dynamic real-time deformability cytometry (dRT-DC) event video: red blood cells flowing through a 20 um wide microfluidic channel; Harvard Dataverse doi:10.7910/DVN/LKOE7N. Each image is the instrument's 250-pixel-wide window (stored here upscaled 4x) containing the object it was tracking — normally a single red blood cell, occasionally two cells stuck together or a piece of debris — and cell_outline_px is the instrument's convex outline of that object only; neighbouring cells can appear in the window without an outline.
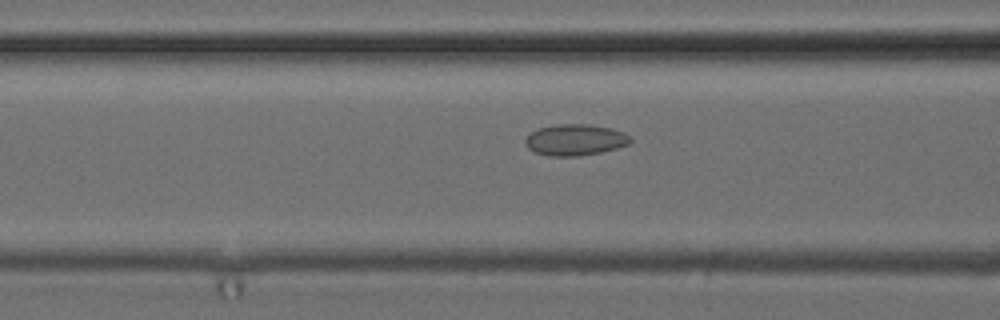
{"species": "common noctule bat (a hibernating species)", "species_latin": "Nyctalus noctula", "temperature_condition": "cold", "stored_images_in_passage": 21, "camera_frame_rate_fps": 3000, "um_per_image_px": 0.085, "animal": {"sex": "female", "body_mass_g": 24.6, "forearm_length_mm": 56.2}, "frame": {"image": 1, "passage_image": 17, "time_ms": 5.333, "image_size_px": [1000, 320], "cell_outline_px": [[632, 140], [628, 144], [616, 148], [600, 152], [580, 156], [548, 156], [536, 152], [528, 148], [524, 140], [532, 132], [540, 128], [556, 124], [588, 124], [612, 128], [624, 132], [632, 136]], "centroid_in_image_um": [48.92, 11.88], "position_along_channel_um": 117.7, "area_um2": 19.13}}
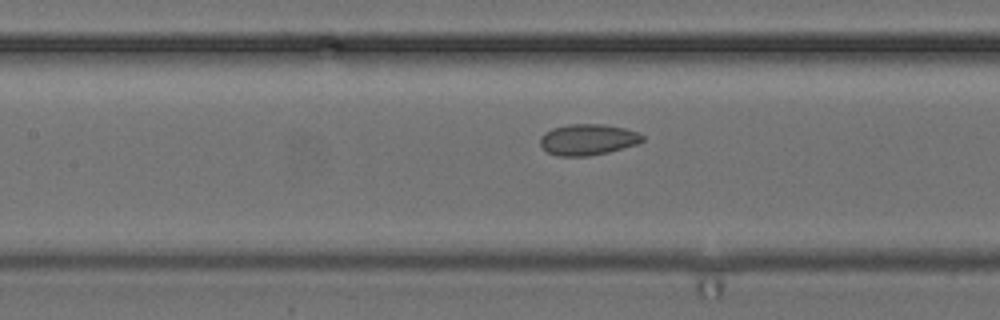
{"frame": {"image": 2, "passage_image": 20, "time_ms": 6.333, "image_size_px": [1000, 320], "cell_outline_px": [[644, 140], [636, 144], [608, 152], [588, 156], [556, 156], [548, 152], [540, 144], [540, 136], [544, 132], [552, 128], [568, 124], [604, 124], [624, 128], [636, 132], [644, 136]], "centroid_in_image_um": [49.93, 11.86], "position_along_channel_um": 157.5, "area_um2": 18.5}}